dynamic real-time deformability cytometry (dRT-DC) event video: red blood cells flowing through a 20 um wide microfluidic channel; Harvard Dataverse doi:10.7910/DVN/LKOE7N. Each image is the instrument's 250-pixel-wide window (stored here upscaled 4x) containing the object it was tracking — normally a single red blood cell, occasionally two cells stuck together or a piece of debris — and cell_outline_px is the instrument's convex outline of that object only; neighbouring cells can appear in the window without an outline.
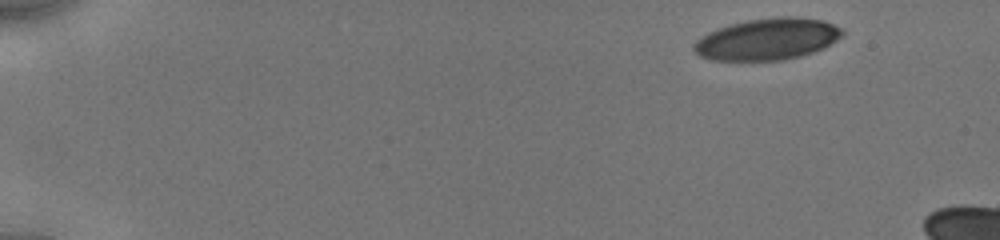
{"species": "human", "species_latin": "Homo sapiens", "temperature_condition": "cold", "stored_images_in_passage": 6, "camera_frame_rate_fps": 3000, "um_per_image_px": 0.085, "donor": {"sex": "male"}, "frame": {"image": 1, "passage_image": 1, "time_ms": 0.0, "image_size_px": [1000, 240], "cell_outline_px": [[844, 32], [836, 40], [812, 52], [800, 56], [784, 60], [712, 60], [700, 56], [692, 48], [692, 44], [696, 40], [708, 32], [716, 28], [748, 20], [780, 16], [796, 16], [824, 20], [844, 28]], "centroid_in_image_um": [65.22, 3.31], "position_along_channel_um": 19.8, "area_um2": 35.95}}